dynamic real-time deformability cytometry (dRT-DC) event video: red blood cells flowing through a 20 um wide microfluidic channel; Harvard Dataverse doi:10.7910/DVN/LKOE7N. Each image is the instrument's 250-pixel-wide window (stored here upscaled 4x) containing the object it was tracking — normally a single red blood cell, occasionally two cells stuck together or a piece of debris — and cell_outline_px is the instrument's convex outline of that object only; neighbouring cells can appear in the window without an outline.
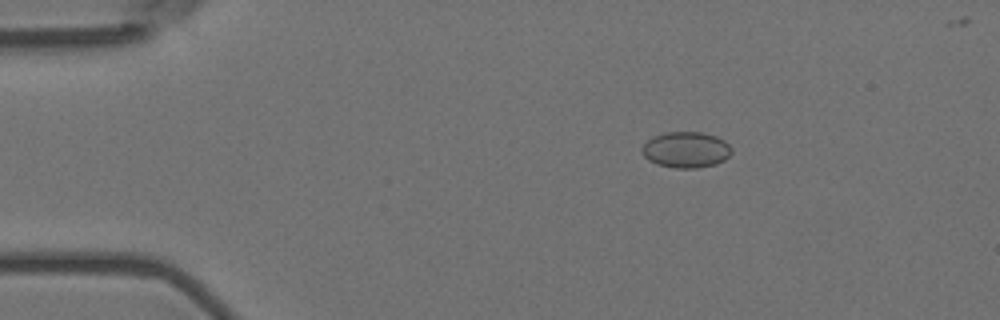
{"species": "Egyptian fruit bat (a non-hibernating species)", "species_latin": "Rousettus aegyptiacus", "temperature_condition": "room temperature", "stored_images_in_passage": 6, "camera_frame_rate_fps": 3000, "um_per_image_px": 0.085, "animal": {"sex": "female"}, "frame": {"image": 1, "passage_image": 3, "time_ms": 0.667, "image_size_px": [1000, 320], "cell_outline_px": [[732, 152], [724, 160], [716, 164], [696, 168], [676, 168], [656, 164], [648, 160], [644, 156], [640, 148], [652, 136], [668, 132], [704, 132], [716, 136], [724, 140], [732, 148]], "centroid_in_image_um": [58.31, 12.72], "position_along_channel_um": 26.7, "area_um2": 18.9}}